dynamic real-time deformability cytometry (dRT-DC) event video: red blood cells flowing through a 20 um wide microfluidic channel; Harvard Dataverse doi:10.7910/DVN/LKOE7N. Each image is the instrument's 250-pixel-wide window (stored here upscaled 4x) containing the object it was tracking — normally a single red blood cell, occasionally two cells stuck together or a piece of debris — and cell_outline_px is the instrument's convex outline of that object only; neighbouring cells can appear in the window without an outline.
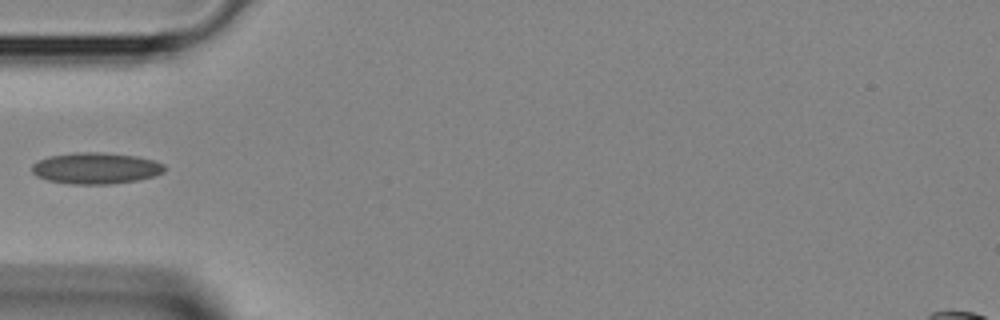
{"species": "Egyptian fruit bat (a non-hibernating species)", "species_latin": "Rousettus aegyptiacus", "temperature_condition": "room temperature", "stored_images_in_passage": 2, "camera_frame_rate_fps": 3000, "um_per_image_px": 0.085, "animal": {"sex": "female"}, "frame": {"image": 1, "passage_image": 2, "time_ms": 0.333, "image_size_px": [1000, 320], "cell_outline_px": [[164, 172], [156, 176], [136, 180], [112, 184], [72, 184], [48, 180], [36, 176], [32, 172], [32, 164], [48, 156], [76, 152], [100, 152], [136, 156], [152, 160], [164, 164]], "centroid_in_image_um": [8.14, 14.3], "position_along_channel_um": 76.9, "area_um2": 24.16}}